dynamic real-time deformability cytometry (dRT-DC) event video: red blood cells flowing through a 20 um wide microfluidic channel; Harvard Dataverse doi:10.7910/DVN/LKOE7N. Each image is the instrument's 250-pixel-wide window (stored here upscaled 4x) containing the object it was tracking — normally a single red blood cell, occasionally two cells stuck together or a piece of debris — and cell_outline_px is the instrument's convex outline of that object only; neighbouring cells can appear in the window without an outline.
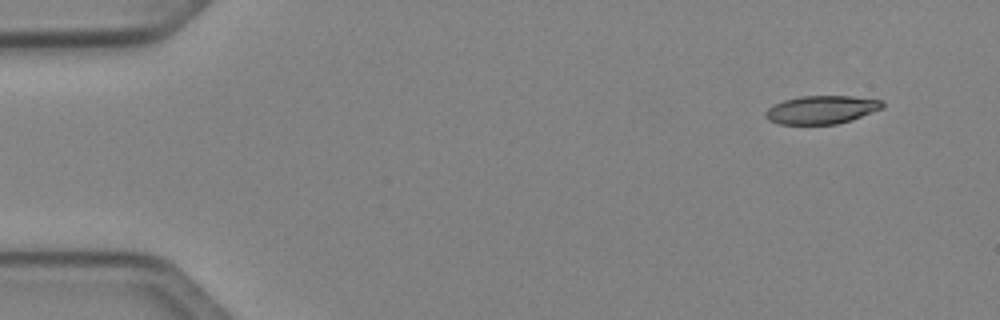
{"species": "Egyptian fruit bat (a non-hibernating species)", "species_latin": "Rousettus aegyptiacus", "temperature_condition": "cold", "stored_images_in_passage": 13, "camera_frame_rate_fps": 3000, "um_per_image_px": 0.085, "animal": {"sex": "female"}, "frame": {"image": 1, "passage_image": 1, "time_ms": 0.0, "image_size_px": [1000, 320], "cell_outline_px": [[884, 108], [836, 124], [780, 124], [768, 120], [764, 116], [764, 112], [772, 104], [784, 100], [800, 96], [852, 96], [884, 100]], "centroid_in_image_um": [69.8, 9.31], "position_along_channel_um": 15.2, "area_um2": 19.25}}
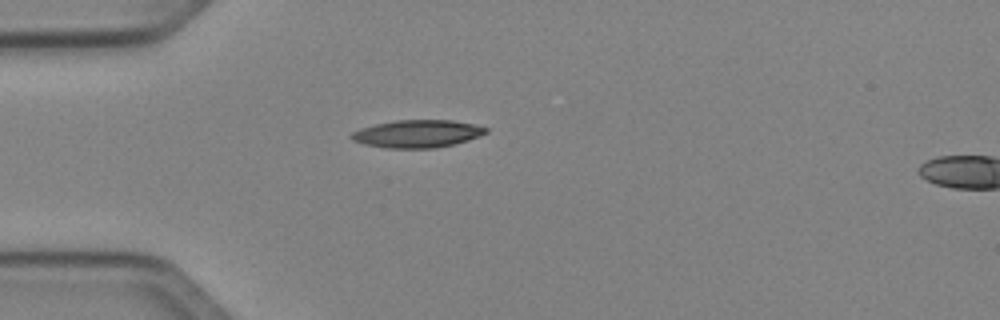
{"frame": {"image": 2, "passage_image": 11, "time_ms": 3.333, "image_size_px": [1000, 320], "cell_outline_px": [[488, 132], [468, 140], [436, 148], [388, 148], [364, 144], [352, 140], [348, 136], [352, 132], [360, 128], [376, 124], [396, 120], [452, 120], [472, 124], [488, 128]], "centroid_in_image_um": [35.44, 11.37], "position_along_channel_um": 49.6, "area_um2": 21.56}}